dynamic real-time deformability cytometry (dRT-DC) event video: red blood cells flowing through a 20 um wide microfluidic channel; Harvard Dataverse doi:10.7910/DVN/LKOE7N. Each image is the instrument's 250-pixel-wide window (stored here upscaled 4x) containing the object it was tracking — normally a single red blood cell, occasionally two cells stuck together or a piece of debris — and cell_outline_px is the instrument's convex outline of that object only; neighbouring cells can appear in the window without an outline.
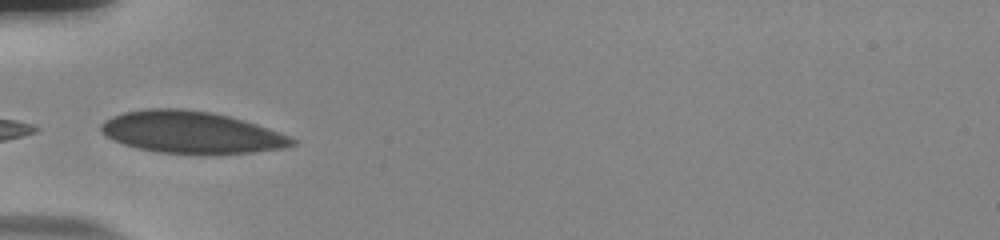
{"species": "human", "species_latin": "Homo sapiens", "temperature_condition": "room temperature", "stored_images_in_passage": 23, "camera_frame_rate_fps": 3000, "um_per_image_px": 0.085, "donor": {"sex": "male"}, "frame": {"image": 1, "passage_image": 1, "time_ms": 0.0, "image_size_px": [1000, 240], "cell_outline_px": [[296, 144], [284, 148], [252, 152], [208, 156], [200, 156], [156, 152], [124, 144], [112, 140], [104, 136], [100, 132], [100, 124], [104, 120], [112, 116], [124, 112], [144, 108], [184, 108], [212, 112], [244, 120], [292, 136], [296, 140]], "centroid_in_image_um": [16.26, 11.27], "position_along_channel_um": 68.7, "area_um2": 47.86}}
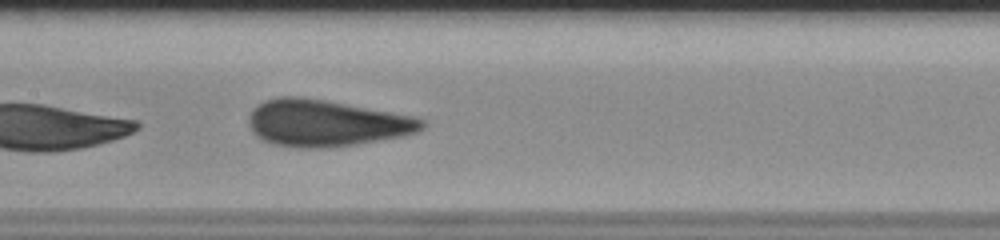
{"frame": {"image": 2, "passage_image": 10, "time_ms": 3.0, "image_size_px": [1000, 240], "cell_outline_px": [[424, 128], [416, 132], [400, 136], [356, 144], [324, 148], [296, 148], [272, 144], [260, 140], [252, 132], [248, 124], [248, 116], [252, 108], [256, 104], [264, 100], [280, 96], [304, 96], [416, 116], [424, 120]], "centroid_in_image_um": [27.65, 10.45], "position_along_channel_um": 179.8, "area_um2": 47.63}}
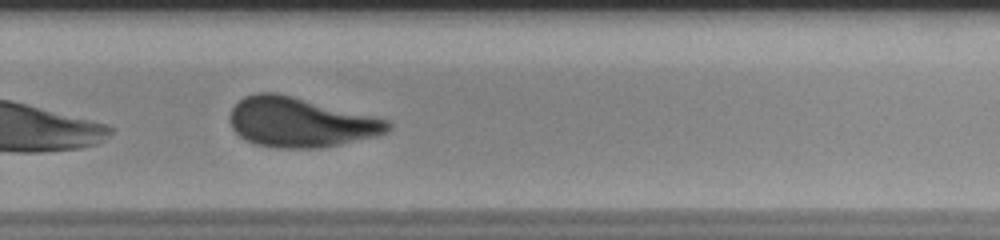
{"frame": {"image": 3, "passage_image": 20, "time_ms": 6.333, "image_size_px": [1000, 240], "cell_outline_px": [[392, 128], [384, 132], [372, 136], [340, 144], [320, 148], [280, 148], [256, 144], [240, 136], [232, 128], [228, 120], [228, 116], [232, 108], [244, 96], [256, 92], [276, 92], [388, 120], [392, 124]], "centroid_in_image_um": [25.46, 10.39], "position_along_channel_um": 304.3, "area_um2": 45.26}}